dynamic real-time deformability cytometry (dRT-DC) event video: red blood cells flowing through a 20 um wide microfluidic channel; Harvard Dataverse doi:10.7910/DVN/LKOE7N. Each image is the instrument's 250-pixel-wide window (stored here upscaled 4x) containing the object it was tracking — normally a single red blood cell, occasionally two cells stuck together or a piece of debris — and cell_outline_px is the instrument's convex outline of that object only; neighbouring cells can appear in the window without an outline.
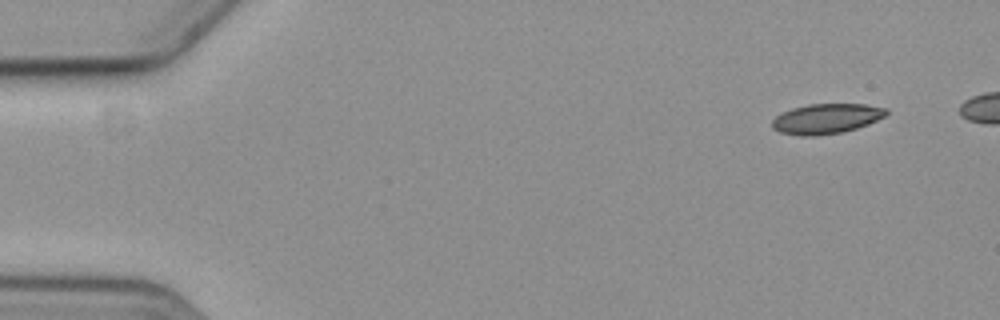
{"species": "common noctule bat (a hibernating species)", "species_latin": "Nyctalus noctula", "temperature_condition": "cold", "stored_images_in_passage": 8, "camera_frame_rate_fps": 3000, "um_per_image_px": 0.085, "animal": {"sex": "female", "body_mass_g": 19.3, "forearm_length_mm": 54.1}, "frame": {"image": 1, "passage_image": 1, "time_ms": 0.0, "image_size_px": [1000, 320], "cell_outline_px": [[888, 112], [884, 116], [868, 124], [844, 132], [816, 136], [800, 136], [780, 132], [772, 128], [772, 120], [776, 116], [792, 108], [808, 104], [864, 104], [888, 108]], "centroid_in_image_um": [70.23, 10.09], "position_along_channel_um": 14.8, "area_um2": 20.0}}
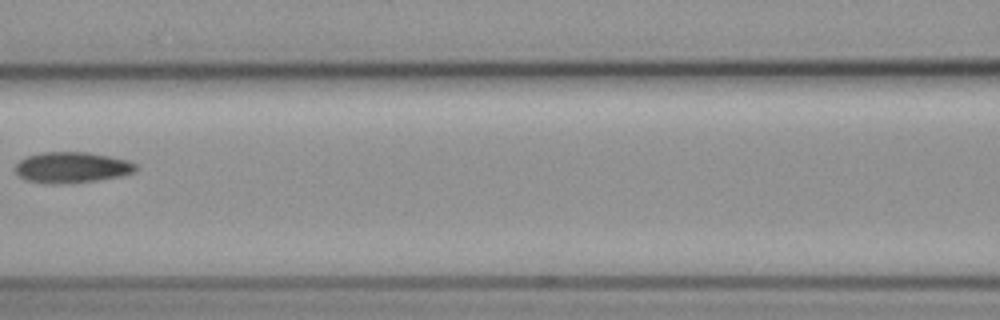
{"frame": {"image": 2, "passage_image": 7, "time_ms": 7.333, "image_size_px": [1000, 320], "cell_outline_px": [[140, 168], [136, 172], [120, 176], [96, 180], [52, 184], [28, 180], [20, 176], [16, 172], [16, 164], [20, 160], [28, 156], [44, 152], [88, 152], [112, 156], [128, 160], [136, 164]], "centroid_in_image_um": [6.18, 14.21], "position_along_channel_um": 160.4, "area_um2": 21.56}}
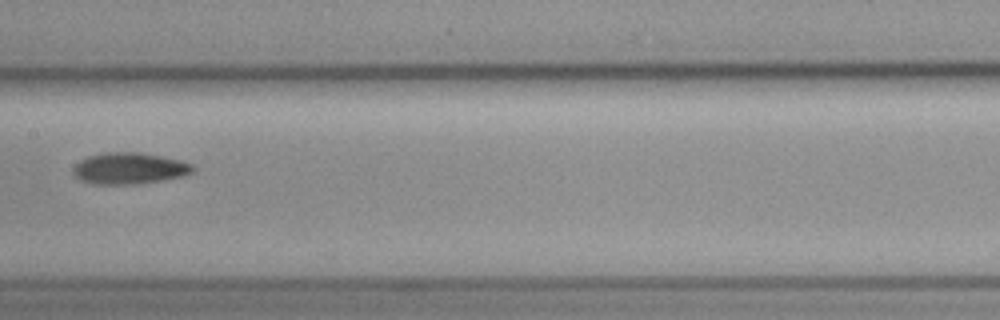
{"frame": {"image": 3, "passage_image": 8, "time_ms": 8.333, "image_size_px": [1000, 320], "cell_outline_px": [[196, 168], [192, 172], [184, 176], [136, 184], [92, 184], [80, 180], [72, 172], [72, 168], [80, 160], [88, 156], [104, 152], [140, 152], [180, 160], [192, 164]], "centroid_in_image_um": [10.98, 14.31], "position_along_channel_um": 196.4, "area_um2": 21.96}}